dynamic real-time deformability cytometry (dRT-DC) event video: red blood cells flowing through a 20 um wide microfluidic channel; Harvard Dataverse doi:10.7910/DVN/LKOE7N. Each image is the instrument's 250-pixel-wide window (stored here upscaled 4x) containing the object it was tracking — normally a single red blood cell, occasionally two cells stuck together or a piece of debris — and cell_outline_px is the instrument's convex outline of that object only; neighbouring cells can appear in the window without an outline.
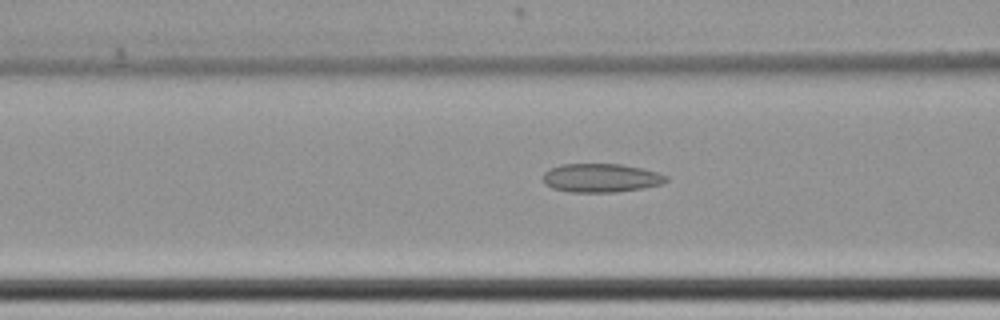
{"species": "common noctule bat (a hibernating species)", "species_latin": "Nyctalus noctula", "temperature_condition": "cold", "stored_images_in_passage": 52, "camera_frame_rate_fps": 3000, "um_per_image_px": 0.085, "animal": {"sex": "female", "body_mass_g": 22.7, "forearm_length_mm": 54.2}, "frame": {"image": 1, "passage_image": 17, "time_ms": 5.333, "image_size_px": [1000, 320], "cell_outline_px": [[668, 180], [660, 184], [644, 188], [616, 192], [568, 192], [552, 188], [544, 184], [544, 172], [548, 168], [560, 164], [620, 164], [644, 168], [668, 176]], "centroid_in_image_um": [51.06, 15.12], "position_along_channel_um": 115.5, "area_um2": 20.75}}
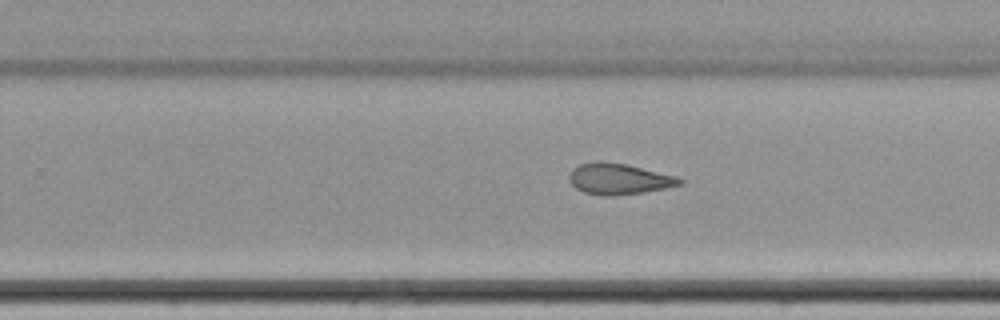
{"frame": {"image": 2, "passage_image": 31, "time_ms": 10.0, "image_size_px": [1000, 320], "cell_outline_px": [[684, 184], [644, 192], [608, 196], [600, 196], [584, 192], [576, 188], [568, 180], [568, 176], [572, 168], [580, 164], [600, 160], [628, 164], [676, 176], [684, 180]], "centroid_in_image_um": [52.59, 15.2], "position_along_channel_um": 277.2, "area_um2": 20.17}}
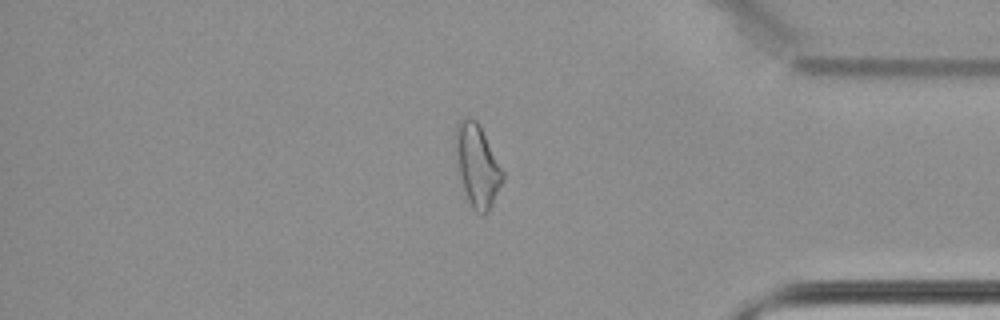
{"frame": {"image": 3, "passage_image": 43, "time_ms": 14.0, "image_size_px": [1000, 320], "cell_outline_px": [[504, 180], [488, 212], [484, 216], [480, 216], [472, 208], [464, 188], [460, 176], [456, 148], [456, 124], [460, 120], [468, 116], [476, 120], [480, 124], [504, 172]], "centroid_in_image_um": [40.6, 14.07], "position_along_channel_um": 394.6, "area_um2": 22.37}, "authors_computed_cell_mechanics": {"area_um2": 21.2415, "velocity_mm_per_s": 3.4714, "shape_relaxation_time_tau1_ms": null, "shape_relaxation_time_tau2_ms": 7.4239, "deformation_change_tau1": null, "deformation_change_tau2": 0.1492}}